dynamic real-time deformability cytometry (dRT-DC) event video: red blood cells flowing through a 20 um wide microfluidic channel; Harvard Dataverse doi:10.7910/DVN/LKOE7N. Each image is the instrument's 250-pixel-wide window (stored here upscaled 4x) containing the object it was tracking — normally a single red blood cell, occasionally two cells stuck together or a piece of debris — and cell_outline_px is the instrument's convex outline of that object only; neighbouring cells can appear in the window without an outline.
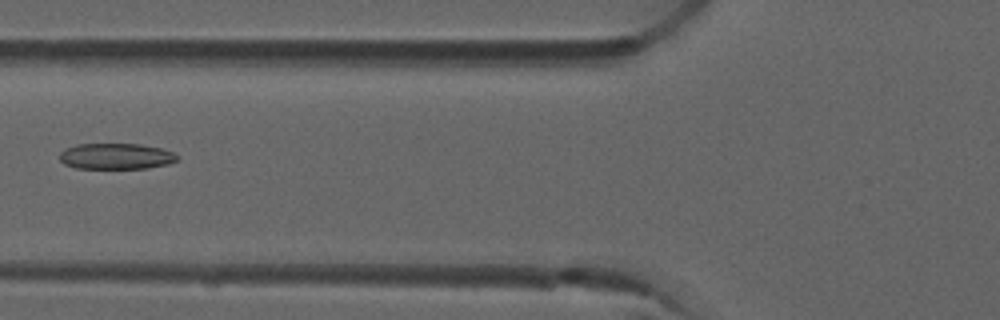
{"species": "common noctule bat (a hibernating species)", "species_latin": "Nyctalus noctula", "temperature_condition": "room temperature", "stored_images_in_passage": 5, "camera_frame_rate_fps": 3000, "um_per_image_px": 0.085, "animal": {"sex": "male", "forearm_length_mm": 52.5}, "frame": {"image": 1, "passage_image": 5, "time_ms": 1.333, "image_size_px": [1000, 320], "cell_outline_px": [[180, 156], [176, 160], [168, 164], [148, 168], [76, 168], [64, 164], [60, 160], [60, 152], [64, 148], [76, 144], [140, 144], [164, 148]], "centroid_in_image_um": [9.87, 13.27], "position_along_channel_um": 115.9, "area_um2": 17.92}}